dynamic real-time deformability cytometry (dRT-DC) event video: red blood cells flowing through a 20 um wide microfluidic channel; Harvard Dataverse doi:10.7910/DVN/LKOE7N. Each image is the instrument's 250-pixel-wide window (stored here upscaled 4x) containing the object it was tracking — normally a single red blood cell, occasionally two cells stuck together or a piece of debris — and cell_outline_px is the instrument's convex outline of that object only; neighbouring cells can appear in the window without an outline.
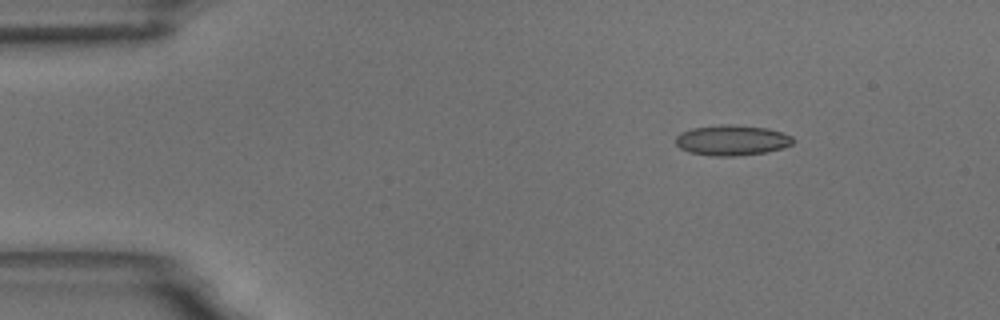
{"species": "common noctule bat (a hibernating species)", "species_latin": "Nyctalus noctula", "temperature_condition": "room temperature", "stored_images_in_passage": 50, "camera_frame_rate_fps": 3000, "um_per_image_px": 0.085, "animal": {"sex": "male", "body_mass_g": 18.8}, "frame": {"image": 1, "passage_image": 1, "time_ms": 0.0, "image_size_px": [1000, 320], "cell_outline_px": [[796, 140], [792, 144], [784, 148], [764, 152], [736, 156], [712, 156], [688, 152], [680, 148], [676, 144], [676, 136], [680, 132], [692, 128], [720, 124], [736, 124], [768, 128], [792, 136]], "centroid_in_image_um": [62.21, 11.91], "position_along_channel_um": 22.8, "area_um2": 21.04}}
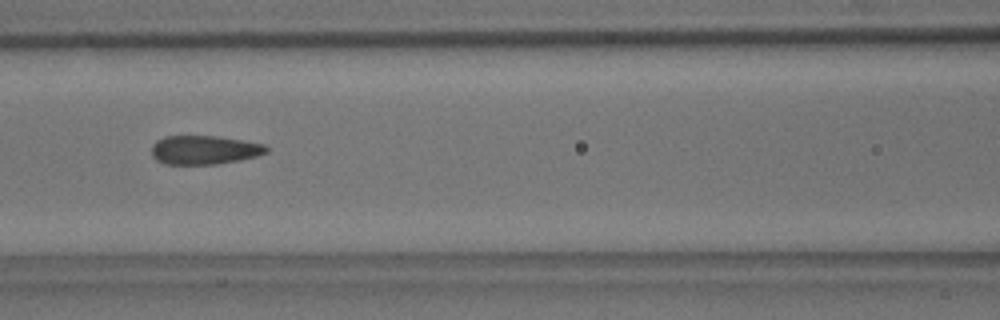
{"frame": {"image": 2, "passage_image": 18, "time_ms": 5.667, "image_size_px": [1000, 320], "cell_outline_px": [[268, 152], [256, 156], [240, 160], [216, 164], [164, 164], [156, 160], [152, 156], [152, 144], [156, 140], [164, 136], [216, 136], [264, 144], [268, 148]], "centroid_in_image_um": [17.33, 12.74], "position_along_channel_um": 149.3, "area_um2": 19.31}}
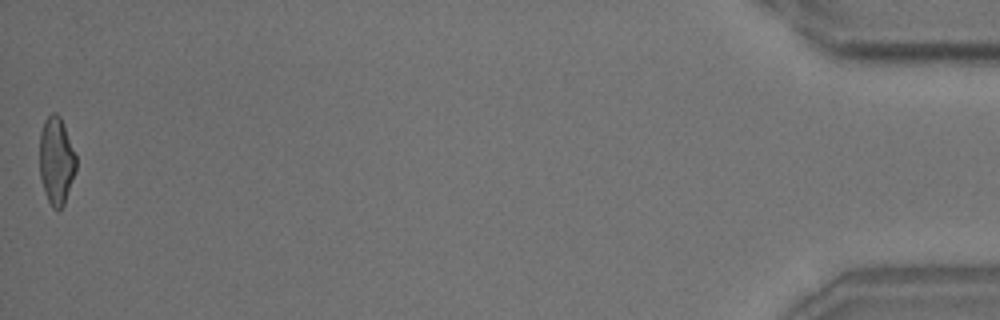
{"frame": {"image": 3, "passage_image": 50, "time_ms": 16.333, "image_size_px": [1000, 320], "cell_outline_px": [[76, 168], [64, 204], [60, 208], [52, 208], [44, 192], [40, 176], [40, 132], [44, 120], [52, 112], [56, 112], [60, 116], [64, 124], [76, 156]], "centroid_in_image_um": [4.78, 13.63], "position_along_channel_um": 430.4, "area_um2": 18.5}, "authors_computed_cell_mechanics": {"area_um2": 19.7098, "velocity_mm_per_s": 3.5428, "shape_relaxation_time_tau1_ms": null, "shape_relaxation_time_tau2_ms": 1.3313, "deformation_change_tau1": null, "deformation_change_tau2": 0.0828}}